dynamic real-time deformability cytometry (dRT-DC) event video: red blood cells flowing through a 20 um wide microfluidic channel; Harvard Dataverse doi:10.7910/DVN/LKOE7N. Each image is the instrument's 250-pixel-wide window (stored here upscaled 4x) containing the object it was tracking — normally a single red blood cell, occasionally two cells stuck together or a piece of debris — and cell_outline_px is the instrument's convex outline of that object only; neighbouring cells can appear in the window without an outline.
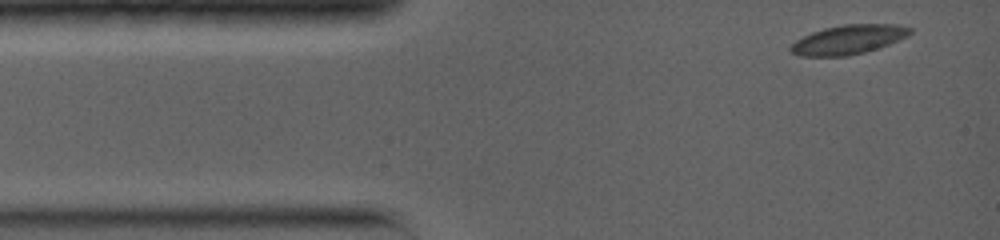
{"species": "common noctule bat (a hibernating species)", "species_latin": "Nyctalus noctula", "temperature_condition": "warm", "stored_images_in_passage": 4, "camera_frame_rate_fps": 5000, "um_per_image_px": 0.085, "animal": {"sex": "female", "body_mass_g": 19.0, "forearm_length_mm": 56.7}, "frame": {"image": 1, "passage_image": 1, "time_ms": 0.0, "image_size_px": [1000, 240], "cell_outline_px": [[912, 32], [908, 36], [888, 44], [864, 52], [848, 56], [800, 56], [792, 52], [788, 48], [796, 40], [812, 32], [824, 28], [844, 24], [896, 24], [912, 28]], "centroid_in_image_um": [72.11, 3.36], "position_along_channel_um": 12.9, "area_um2": 20.23}}
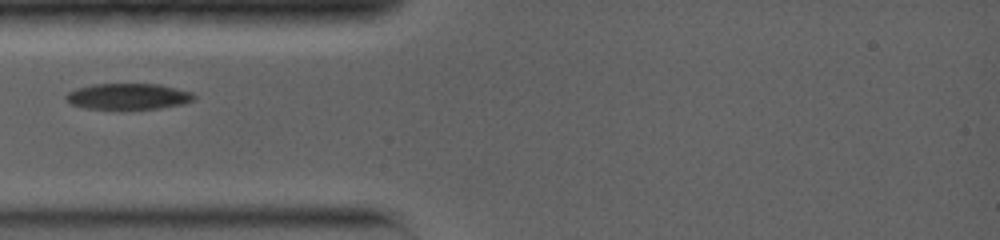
{"frame": {"image": 2, "passage_image": 4, "time_ms": 3.0, "image_size_px": [1000, 240], "cell_outline_px": [[196, 100], [184, 104], [160, 108], [120, 112], [84, 108], [72, 104], [64, 96], [68, 92], [76, 88], [92, 84], [160, 84], [192, 92], [196, 96]], "centroid_in_image_um": [10.91, 8.24], "position_along_channel_um": 74.1, "area_um2": 20.4}}